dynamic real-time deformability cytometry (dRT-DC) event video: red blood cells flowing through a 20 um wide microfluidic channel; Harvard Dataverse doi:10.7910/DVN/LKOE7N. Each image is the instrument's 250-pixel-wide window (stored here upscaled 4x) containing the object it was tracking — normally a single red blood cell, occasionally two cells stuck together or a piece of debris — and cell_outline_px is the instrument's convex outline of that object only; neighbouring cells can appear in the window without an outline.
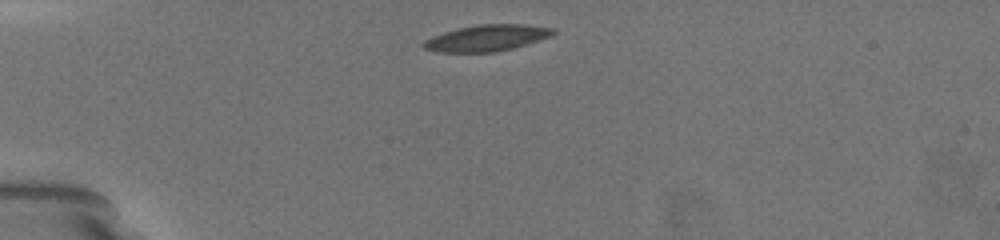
{"species": "common noctule bat (a hibernating species)", "species_latin": "Nyctalus noctula", "temperature_condition": "warm", "stored_images_in_passage": 30, "camera_frame_rate_fps": 3000, "um_per_image_px": 0.085, "animal": {"sex": "female", "body_mass_g": 19.5, "forearm_length_mm": 54.1}, "frame": {"image": 1, "passage_image": 1, "time_ms": 0.0, "image_size_px": [1000, 240], "cell_outline_px": [[556, 32], [552, 36], [512, 48], [492, 52], [440, 52], [424, 48], [420, 44], [424, 40], [460, 28], [480, 24], [520, 24], [552, 28]], "centroid_in_image_um": [41.39, 3.23], "position_along_channel_um": 43.6, "area_um2": 19.36}}
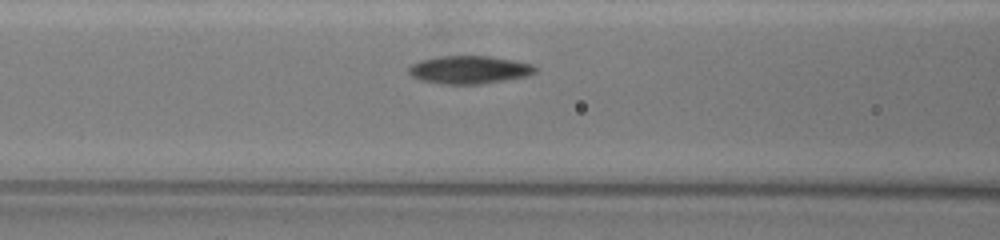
{"frame": {"image": 2, "passage_image": 10, "time_ms": 3.333, "image_size_px": [1000, 240], "cell_outline_px": [[536, 72], [528, 76], [480, 84], [440, 84], [420, 80], [412, 76], [408, 72], [408, 68], [412, 64], [420, 60], [436, 56], [488, 56], [512, 60], [532, 64], [536, 68]], "centroid_in_image_um": [39.85, 5.93], "position_along_channel_um": 126.7, "area_um2": 20.63}}
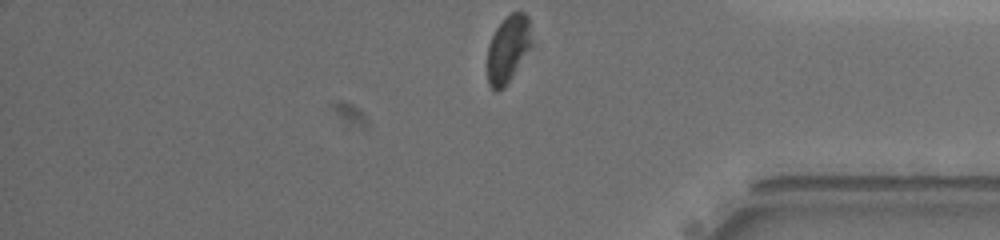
{"frame": {"image": 3, "passage_image": 30, "time_ms": 11.0, "image_size_px": [1000, 240], "cell_outline_px": [[532, 44], [512, 76], [504, 88], [496, 92], [488, 84], [488, 44], [496, 28], [512, 12], [524, 12], [528, 16]], "centroid_in_image_um": [43.17, 4.17], "position_along_channel_um": 392.0, "area_um2": 16.99}, "authors_computed_cell_mechanics": {"area_um2": 20.2878, "velocity_mm_per_s": 3.6379, "shape_relaxation_time_tau1_ms": 4.7569, "shape_relaxation_time_tau2_ms": 1.7543, "deformation_change_tau1": 0.1481, "deformation_change_tau2": 0.076}}